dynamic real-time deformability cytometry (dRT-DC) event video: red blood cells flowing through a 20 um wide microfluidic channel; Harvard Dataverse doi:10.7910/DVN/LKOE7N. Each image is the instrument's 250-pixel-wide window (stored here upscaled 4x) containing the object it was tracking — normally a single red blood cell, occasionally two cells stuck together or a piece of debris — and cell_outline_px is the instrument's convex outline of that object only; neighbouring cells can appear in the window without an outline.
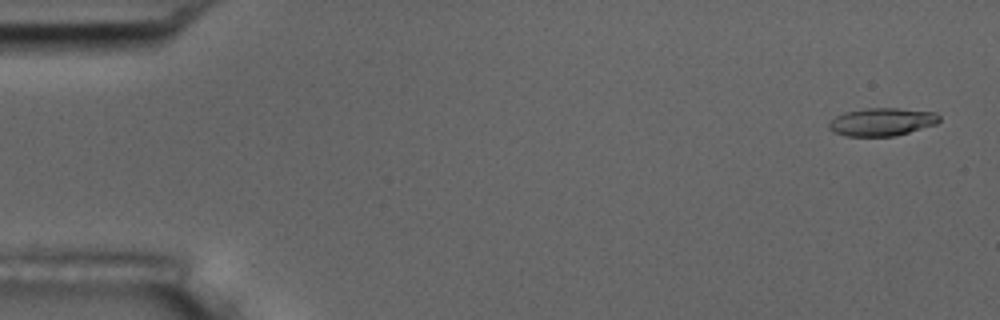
{"species": "common noctule bat (a hibernating species)", "species_latin": "Nyctalus noctula", "temperature_condition": "room temperature", "stored_images_in_passage": 5, "camera_frame_rate_fps": 3000, "um_per_image_px": 0.085, "animal": {"sex": "male", "body_mass_g": 17.5, "forearm_length_mm": 52.3}, "frame": {"image": 1, "passage_image": 1, "time_ms": 0.0, "image_size_px": [1000, 320], "cell_outline_px": [[940, 120], [936, 124], [896, 136], [844, 136], [832, 132], [828, 128], [828, 124], [836, 116], [844, 112], [864, 108], [900, 108], [936, 112], [940, 116]], "centroid_in_image_um": [74.95, 10.36], "position_along_channel_um": 10.0, "area_um2": 18.15}}
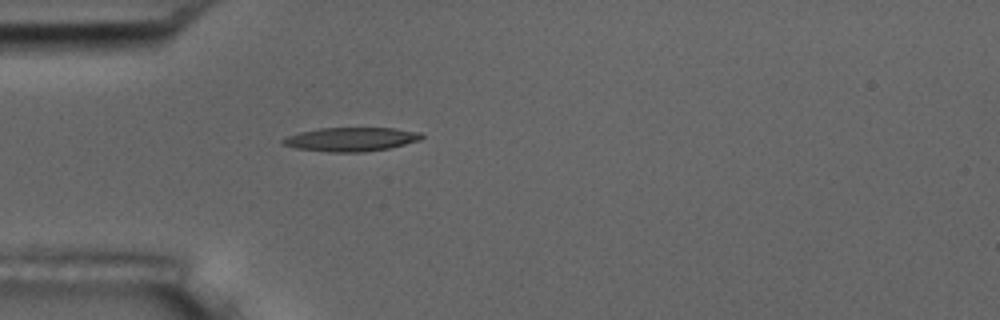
{"frame": {"image": 2, "passage_image": 5, "time_ms": 4.667, "image_size_px": [1000, 320], "cell_outline_px": [[424, 136], [420, 140], [388, 148], [364, 152], [332, 152], [296, 148], [284, 144], [280, 140], [288, 136], [300, 132], [320, 128], [396, 128], [420, 132]], "centroid_in_image_um": [29.86, 11.83], "position_along_channel_um": 55.1, "area_um2": 19.13}}